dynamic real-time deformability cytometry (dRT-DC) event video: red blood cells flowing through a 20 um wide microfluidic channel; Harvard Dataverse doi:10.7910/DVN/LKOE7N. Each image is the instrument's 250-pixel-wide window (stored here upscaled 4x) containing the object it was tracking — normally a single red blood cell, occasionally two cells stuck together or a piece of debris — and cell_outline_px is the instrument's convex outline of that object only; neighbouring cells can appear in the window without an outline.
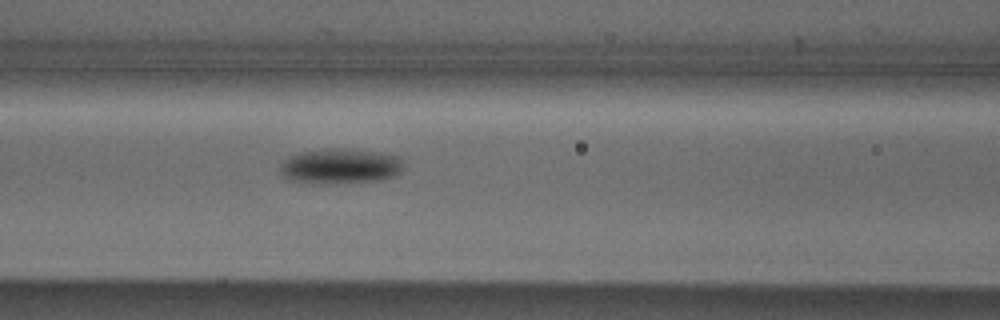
{"species": "Egyptian fruit bat (a non-hibernating species)", "species_latin": "Rousettus aegyptiacus", "temperature_condition": "cold", "stored_images_in_passage": 22, "camera_frame_rate_fps": 3000, "um_per_image_px": 0.085, "animal": {"sex": "male"}, "frame": {"image": 1, "passage_image": 8, "time_ms": 2.333, "image_size_px": [1000, 320], "cell_outline_px": [[404, 168], [400, 172], [392, 176], [380, 180], [316, 184], [308, 184], [288, 180], [280, 172], [280, 164], [288, 156], [296, 152], [324, 148], [352, 148], [380, 152], [400, 156]], "centroid_in_image_um": [28.88, 14.1], "position_along_channel_um": 137.7, "area_um2": 25.95}}
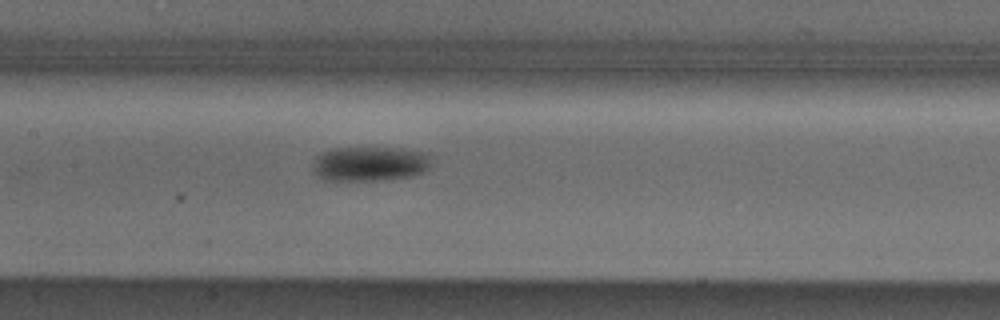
{"frame": {"image": 2, "passage_image": 11, "time_ms": 3.333, "image_size_px": [1000, 320], "cell_outline_px": [[432, 156], [428, 168], [424, 172], [412, 176], [384, 180], [324, 180], [312, 168], [312, 164], [316, 156], [332, 148], [400, 148], [432, 152]], "centroid_in_image_um": [31.51, 13.91], "position_along_channel_um": 175.9, "area_um2": 24.22}}